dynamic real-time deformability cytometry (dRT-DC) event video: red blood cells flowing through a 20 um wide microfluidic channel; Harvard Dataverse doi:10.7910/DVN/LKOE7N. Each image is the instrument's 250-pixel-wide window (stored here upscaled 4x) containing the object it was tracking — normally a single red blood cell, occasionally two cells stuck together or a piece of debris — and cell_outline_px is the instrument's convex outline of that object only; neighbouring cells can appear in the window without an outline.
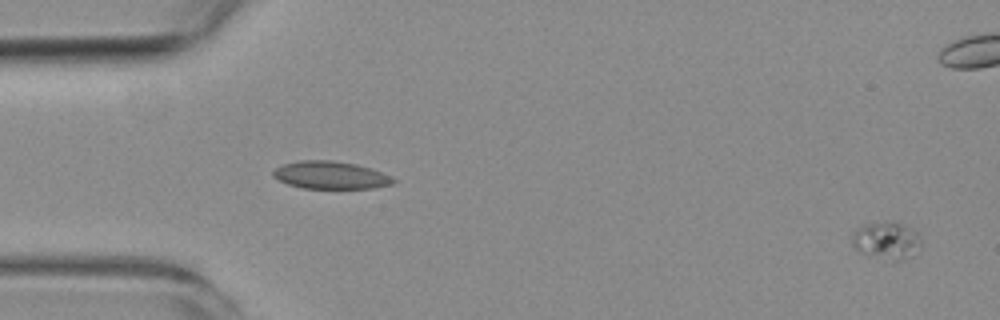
{"species": "common noctule bat (a hibernating species)", "species_latin": "Nyctalus noctula", "temperature_condition": "room temperature", "stored_images_in_passage": 5, "camera_frame_rate_fps": 3000, "um_per_image_px": 0.085, "animal": {"sex": "female", "body_mass_g": 19.3, "forearm_length_mm": 54.1}, "frame": {"image": 1, "passage_image": 5, "time_ms": 4.667, "image_size_px": [1000, 320], "cell_outline_px": [[920, 248], [912, 256], [892, 264], [860, 252], [852, 244], [852, 236], [856, 228], [864, 224], [888, 220], [892, 220], [904, 224], [912, 228], [916, 232], [920, 240]], "centroid_in_image_um": [75.36, 20.47], "position_along_channel_um": 9.6, "area_um2": 15.72}}